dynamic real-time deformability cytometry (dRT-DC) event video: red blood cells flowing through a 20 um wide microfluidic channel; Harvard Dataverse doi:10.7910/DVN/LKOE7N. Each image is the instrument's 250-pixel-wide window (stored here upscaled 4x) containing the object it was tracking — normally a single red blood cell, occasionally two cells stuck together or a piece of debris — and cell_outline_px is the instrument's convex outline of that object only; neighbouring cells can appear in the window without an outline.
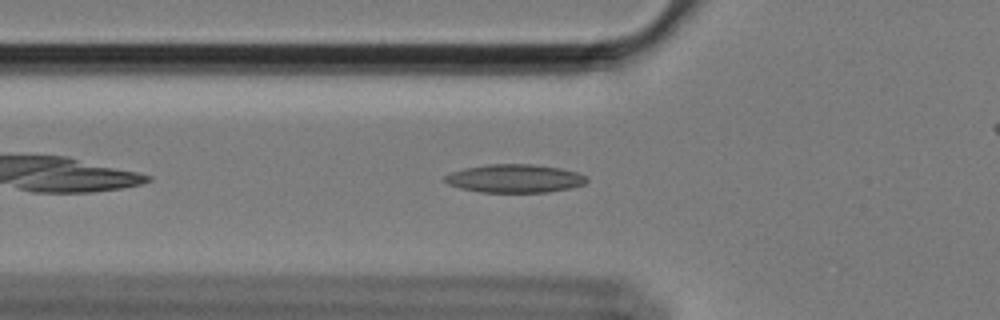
{"species": "Egyptian fruit bat (a non-hibernating species)", "species_latin": "Rousettus aegyptiacus", "temperature_condition": "cold", "stored_images_in_passage": 41, "camera_frame_rate_fps": 3000, "um_per_image_px": 0.085, "animal": {"sex": "female"}, "frame": {"image": 1, "passage_image": 2, "time_ms": 0.333, "image_size_px": [1000, 320], "cell_outline_px": [[588, 180], [584, 184], [568, 188], [548, 192], [480, 192], [460, 188], [448, 184], [444, 180], [444, 176], [452, 172], [464, 168], [488, 164], [532, 164], [560, 168], [576, 172], [588, 176]], "centroid_in_image_um": [43.75, 15.17], "position_along_channel_um": 82.1, "area_um2": 23.35}}
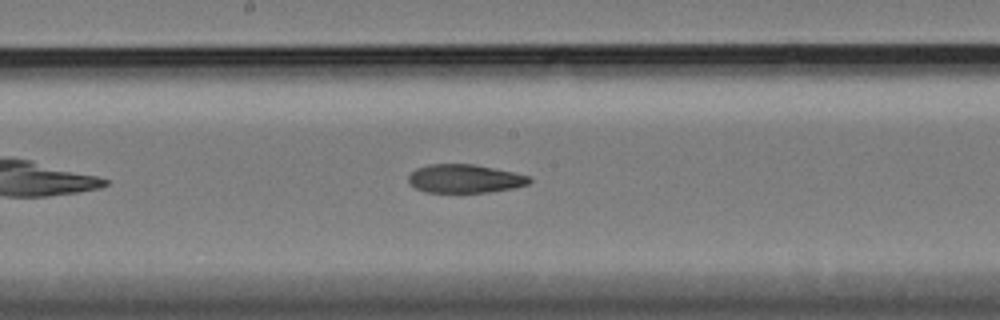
{"frame": {"image": 2, "passage_image": 13, "time_ms": 4.0, "image_size_px": [1000, 320], "cell_outline_px": [[532, 180], [528, 184], [516, 188], [488, 192], [424, 192], [416, 188], [408, 180], [408, 176], [416, 168], [428, 164], [472, 164], [512, 172], [528, 176]], "centroid_in_image_um": [39.5, 15.19], "position_along_channel_um": 208.7, "area_um2": 19.94}}
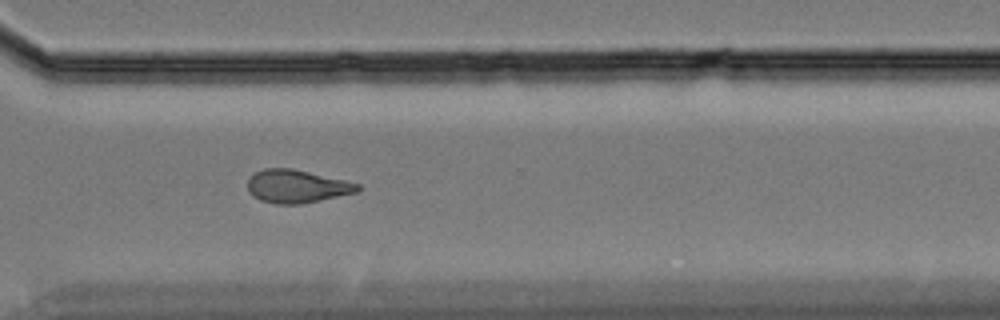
{"frame": {"image": 3, "passage_image": 25, "time_ms": 8.0, "image_size_px": [1000, 320], "cell_outline_px": [[360, 188], [356, 192], [300, 204], [276, 204], [260, 200], [252, 196], [248, 192], [248, 176], [264, 168], [292, 168], [344, 180], [360, 184]], "centroid_in_image_um": [25.17, 15.83], "position_along_channel_um": 345.4, "area_um2": 21.1}, "authors_computed_cell_mechanics": {"area_um2": 21.097, "velocity_mm_per_s": 3.4171, "shape_relaxation_time_tau1_ms": null, "shape_relaxation_time_tau2_ms": 5.4632, "deformation_change_tau1": null, "deformation_change_tau2": 0.135}}